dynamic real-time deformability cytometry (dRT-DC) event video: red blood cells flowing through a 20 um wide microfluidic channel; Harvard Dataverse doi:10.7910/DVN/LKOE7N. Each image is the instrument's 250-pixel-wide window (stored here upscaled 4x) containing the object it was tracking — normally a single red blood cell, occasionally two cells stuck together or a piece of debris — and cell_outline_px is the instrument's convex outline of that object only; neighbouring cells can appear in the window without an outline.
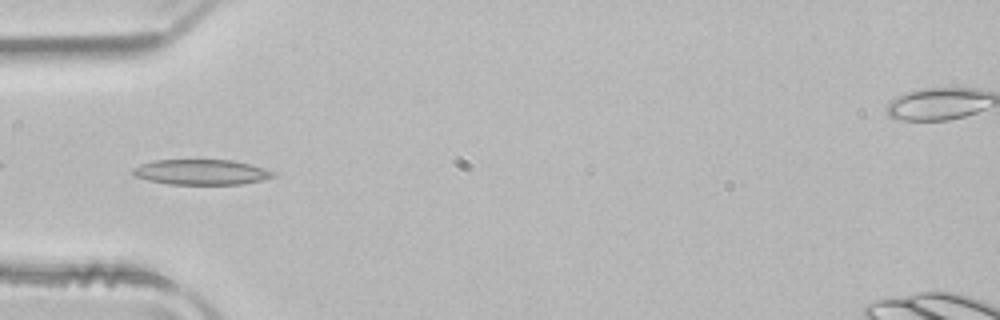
{"species": "common noctule bat (a hibernating species)", "species_latin": "Nyctalus noctula", "temperature_condition": "room temperature", "stored_images_in_passage": 51, "camera_frame_rate_fps": 3000, "um_per_image_px": 0.085, "animal": {"sex": "male", "body_mass_g": 21.5, "forearm_length_mm": 52.0}, "frame": {"image": 1, "passage_image": 16, "time_ms": 5.0, "image_size_px": [1000, 320], "cell_outline_px": [[276, 176], [260, 180], [240, 184], [168, 184], [148, 180], [136, 176], [132, 172], [132, 168], [140, 164], [152, 160], [232, 160], [264, 168], [276, 172]], "centroid_in_image_um": [17.09, 14.62], "position_along_channel_um": 67.9, "area_um2": 20.58}}
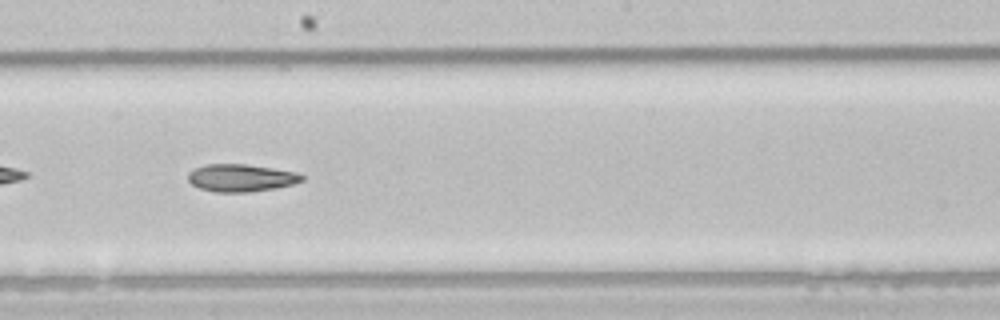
{"frame": {"image": 2, "passage_image": 28, "time_ms": 9.0, "image_size_px": [1000, 320], "cell_outline_px": [[304, 180], [292, 184], [276, 188], [248, 192], [216, 192], [200, 188], [192, 184], [188, 180], [188, 172], [196, 168], [208, 164], [244, 164], [272, 168], [296, 172], [304, 176]], "centroid_in_image_um": [20.49, 15.12], "position_along_channel_um": 227.7, "area_um2": 18.09}}
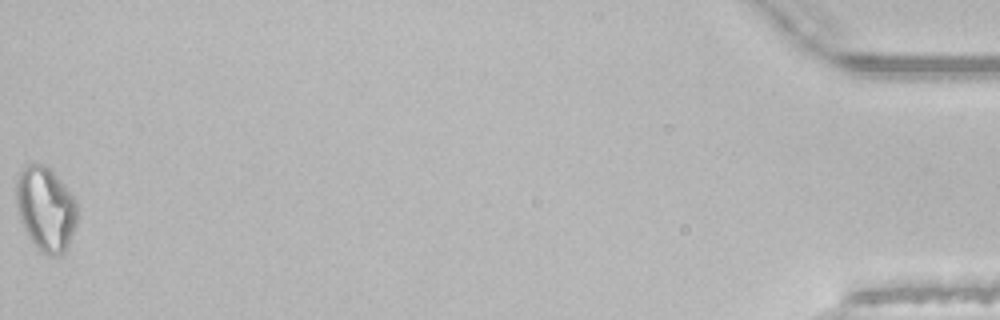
{"frame": {"image": 3, "passage_image": 51, "time_ms": 16.667, "image_size_px": [1000, 320], "cell_outline_px": [[76, 224], [68, 244], [64, 252], [60, 256], [48, 256], [28, 236], [24, 228], [16, 204], [16, 180], [20, 172], [28, 164], [40, 164], [48, 168], [64, 184], [76, 200]], "centroid_in_image_um": [3.88, 17.75], "position_along_channel_um": 431.3, "area_um2": 29.36}}